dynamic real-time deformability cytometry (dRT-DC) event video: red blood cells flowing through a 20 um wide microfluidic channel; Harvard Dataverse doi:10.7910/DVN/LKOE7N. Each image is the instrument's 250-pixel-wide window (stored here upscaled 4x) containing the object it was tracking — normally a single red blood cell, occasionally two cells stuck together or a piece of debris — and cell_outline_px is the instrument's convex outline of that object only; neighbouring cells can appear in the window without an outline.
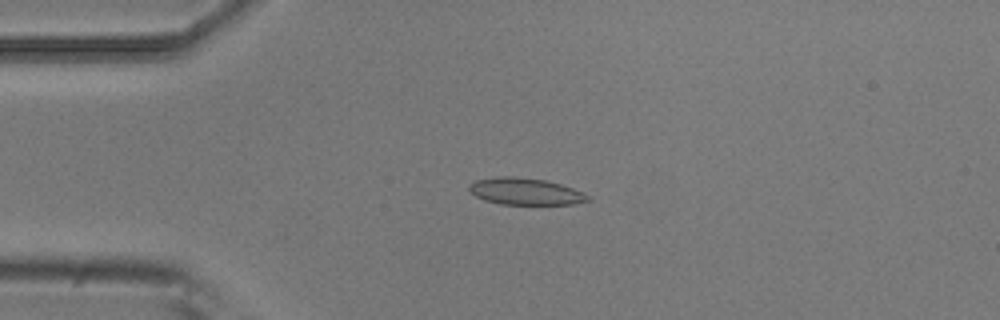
{"species": "common noctule bat (a hibernating species)", "species_latin": "Nyctalus noctula", "temperature_condition": "room temperature", "stored_images_in_passage": 5, "camera_frame_rate_fps": 3000, "um_per_image_px": 0.085, "animal": {"sex": "male", "body_mass_g": 20.5, "forearm_length_mm": 52.5}, "frame": {"image": 1, "passage_image": 4, "time_ms": 1.0, "image_size_px": [1000, 320], "cell_outline_px": [[592, 200], [572, 204], [500, 204], [484, 200], [476, 196], [468, 188], [468, 184], [476, 180], [500, 176], [512, 176], [544, 180], [560, 184], [572, 188], [588, 196]], "centroid_in_image_um": [44.62, 16.27], "position_along_channel_um": 40.4, "area_um2": 18.32}}